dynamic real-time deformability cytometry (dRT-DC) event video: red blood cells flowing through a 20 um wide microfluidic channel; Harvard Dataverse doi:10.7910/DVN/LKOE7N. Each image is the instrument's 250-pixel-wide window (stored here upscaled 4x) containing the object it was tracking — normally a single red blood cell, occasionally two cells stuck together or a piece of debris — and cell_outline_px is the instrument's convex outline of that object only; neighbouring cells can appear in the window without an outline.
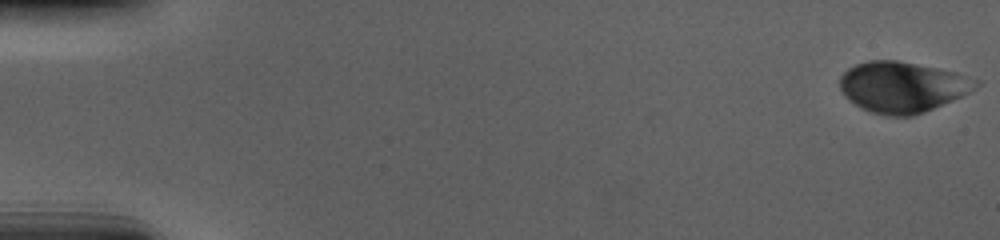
{"species": "human", "species_latin": "Homo sapiens", "temperature_condition": "cold", "stored_images_in_passage": 57, "camera_frame_rate_fps": 3000, "um_per_image_px": 0.085, "donor": {"sex": "male"}, "frame": {"image": 1, "passage_image": 1, "time_ms": 0.0, "image_size_px": [1000, 240], "cell_outline_px": [[984, 80], [976, 88], [952, 100], [924, 112], [912, 116], [888, 116], [872, 112], [860, 108], [848, 100], [844, 96], [840, 88], [840, 76], [848, 68], [856, 64], [868, 60], [896, 60], [956, 72]], "centroid_in_image_um": [76.7, 7.39], "position_along_channel_um": 8.3, "area_um2": 40.34}}
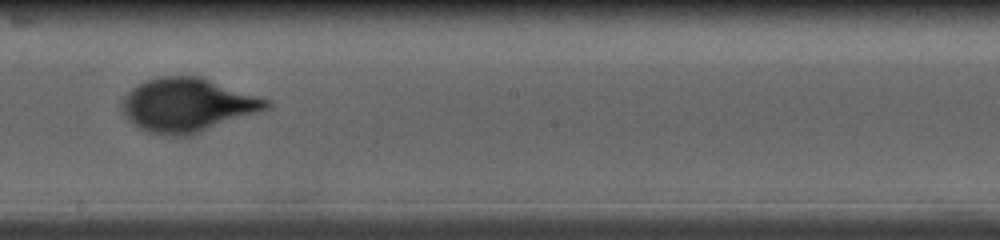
{"frame": {"image": 2, "passage_image": 33, "time_ms": 10.667, "image_size_px": [1000, 240], "cell_outline_px": [[272, 104], [268, 108], [200, 132], [188, 136], [160, 136], [148, 132], [140, 128], [128, 120], [120, 108], [120, 104], [124, 96], [132, 88], [148, 80], [160, 76], [200, 76], [272, 100]], "centroid_in_image_um": [15.92, 8.93], "position_along_channel_um": 232.3, "area_um2": 45.2}}
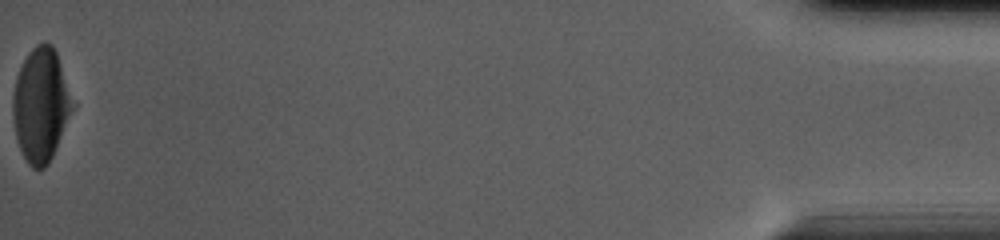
{"frame": {"image": 3, "passage_image": 57, "time_ms": 18.667, "image_size_px": [1000, 240], "cell_outline_px": [[76, 108], [48, 164], [44, 168], [32, 168], [28, 164], [20, 148], [16, 136], [12, 116], [12, 96], [16, 76], [28, 52], [36, 44], [44, 40], [52, 44], [56, 52], [76, 104]], "centroid_in_image_um": [3.5, 8.89], "position_along_channel_um": 431.7, "area_um2": 40.11}, "authors_computed_cell_mechanics": {"area_um2": 42.3674, "velocity_mm_per_s": 3.6777, "shape_relaxation_time_tau1_ms": 3.4778, "shape_relaxation_time_tau2_ms": null, "deformation_change_tau1": 0.1711, "deformation_change_tau2": null}}